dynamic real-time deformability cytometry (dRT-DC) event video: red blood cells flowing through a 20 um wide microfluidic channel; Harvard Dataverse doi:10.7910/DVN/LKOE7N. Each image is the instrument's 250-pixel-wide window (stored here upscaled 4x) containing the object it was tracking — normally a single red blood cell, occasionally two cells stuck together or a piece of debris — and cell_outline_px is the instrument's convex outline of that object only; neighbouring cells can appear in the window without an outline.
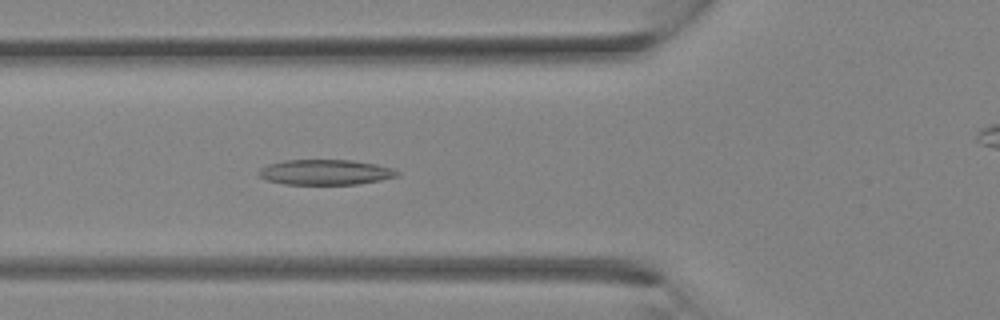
{"species": "Egyptian fruit bat (a non-hibernating species)", "species_latin": "Rousettus aegyptiacus", "temperature_condition": "room temperature", "stored_images_in_passage": 30, "camera_frame_rate_fps": 3000, "um_per_image_px": 0.085, "animal": {"sex": "female"}, "frame": {"image": 1, "passage_image": 8, "time_ms": 2.333, "image_size_px": [1000, 320], "cell_outline_px": [[400, 176], [380, 180], [356, 184], [284, 184], [268, 180], [260, 176], [256, 172], [260, 168], [268, 164], [284, 160], [352, 160], [376, 164], [392, 168], [400, 172]], "centroid_in_image_um": [27.66, 14.63], "position_along_channel_um": 98.1, "area_um2": 20.4}}
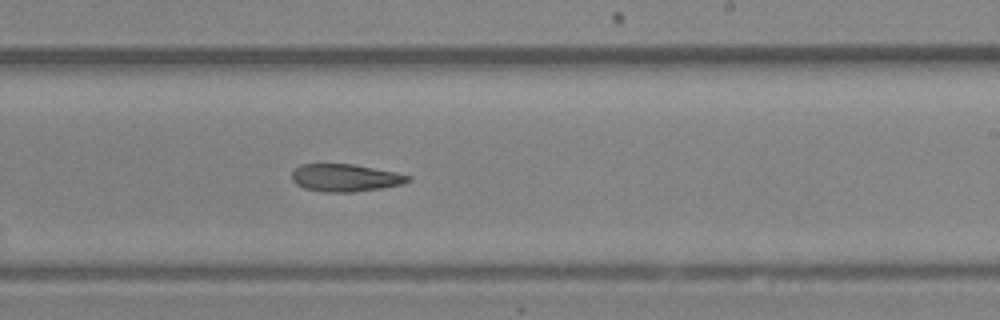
{"frame": {"image": 2, "passage_image": 16, "time_ms": 5.0, "image_size_px": [1000, 320], "cell_outline_px": [[412, 180], [404, 184], [380, 188], [352, 192], [324, 192], [304, 188], [296, 184], [292, 180], [292, 172], [300, 164], [352, 164], [396, 172], [412, 176]], "centroid_in_image_um": [29.37, 15.11], "position_along_channel_um": 259.6, "area_um2": 18.67}}
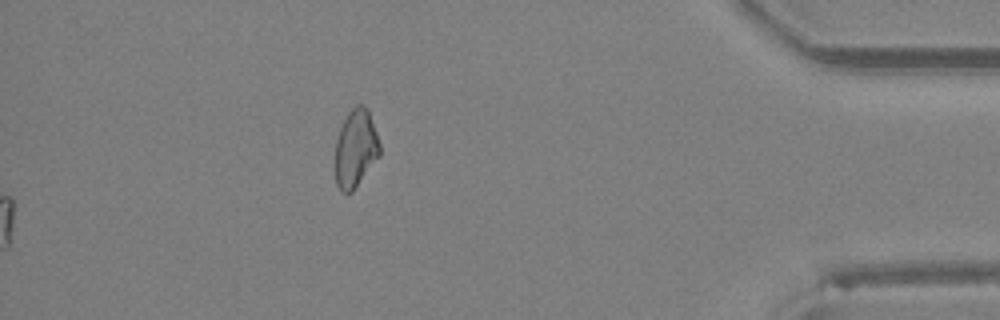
{"frame": {"image": 3, "passage_image": 30, "time_ms": 9.667, "image_size_px": [1000, 320], "cell_outline_px": [[380, 156], [352, 192], [340, 192], [336, 184], [336, 140], [340, 128], [348, 112], [356, 104], [364, 104], [368, 112], [376, 132], [380, 144]], "centroid_in_image_um": [30.23, 12.63], "position_along_channel_um": 405.0, "area_um2": 20.06}}